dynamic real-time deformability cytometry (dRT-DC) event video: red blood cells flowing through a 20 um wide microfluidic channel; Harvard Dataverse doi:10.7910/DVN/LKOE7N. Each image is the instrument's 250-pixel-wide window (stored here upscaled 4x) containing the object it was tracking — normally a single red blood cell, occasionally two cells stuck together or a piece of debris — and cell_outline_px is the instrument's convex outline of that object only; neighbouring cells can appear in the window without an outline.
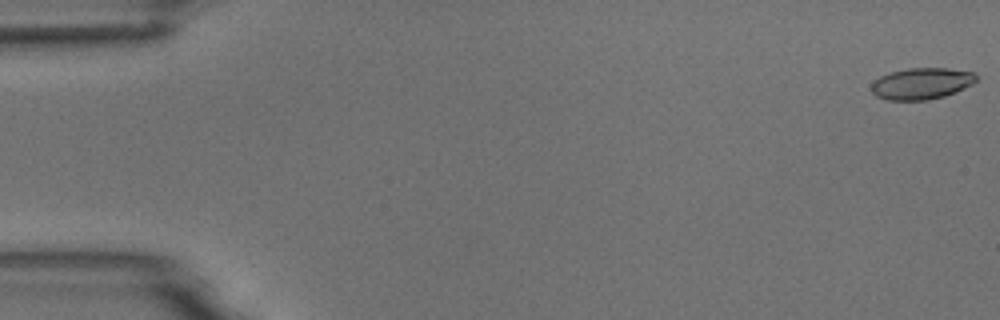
{"species": "common noctule bat (a hibernating species)", "species_latin": "Nyctalus noctula", "temperature_condition": "room temperature", "stored_images_in_passage": 21, "camera_frame_rate_fps": 3000, "um_per_image_px": 0.085, "animal": {"sex": "male", "body_mass_g": 18.8}, "frame": {"image": 1, "passage_image": 1, "time_ms": 0.0, "image_size_px": [1000, 320], "cell_outline_px": [[976, 80], [972, 84], [956, 92], [944, 96], [928, 100], [888, 100], [876, 96], [872, 92], [872, 84], [880, 76], [888, 72], [908, 68], [948, 68], [972, 72], [976, 76]], "centroid_in_image_um": [78.32, 7.1], "position_along_channel_um": 6.7, "area_um2": 19.19}}
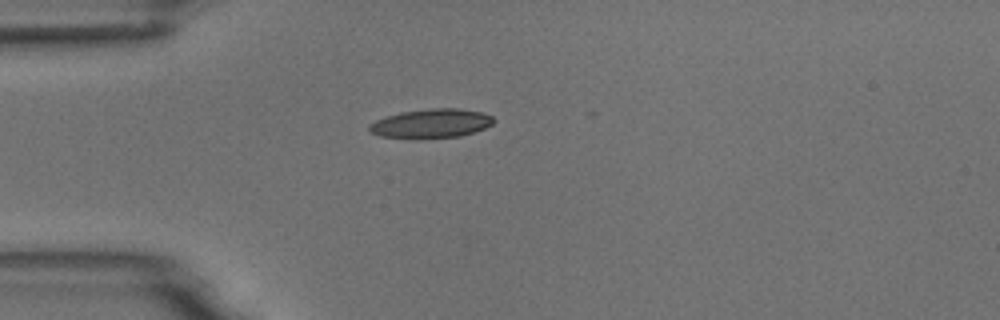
{"frame": {"image": 2, "passage_image": 15, "time_ms": 4.667, "image_size_px": [1000, 320], "cell_outline_px": [[496, 120], [492, 124], [484, 128], [460, 136], [416, 140], [412, 140], [380, 136], [372, 132], [368, 128], [368, 124], [376, 120], [400, 112], [432, 108], [460, 108], [480, 112], [492, 116]], "centroid_in_image_um": [36.63, 10.51], "position_along_channel_um": 48.4, "area_um2": 21.39}}